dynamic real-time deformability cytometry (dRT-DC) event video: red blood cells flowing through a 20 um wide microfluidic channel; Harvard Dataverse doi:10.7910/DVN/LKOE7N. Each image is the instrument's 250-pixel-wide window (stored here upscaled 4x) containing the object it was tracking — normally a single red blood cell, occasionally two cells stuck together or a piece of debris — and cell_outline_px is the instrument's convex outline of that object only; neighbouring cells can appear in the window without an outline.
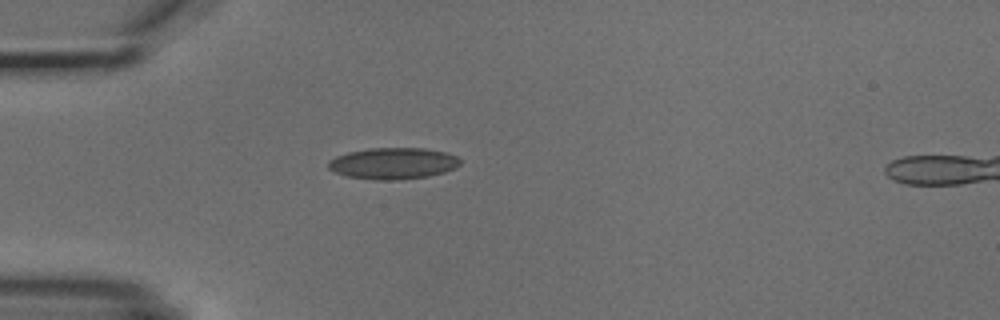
{"species": "common noctule bat (a hibernating species)", "species_latin": "Nyctalus noctula", "temperature_condition": "cold", "stored_images_in_passage": 1, "camera_frame_rate_fps": 3000, "um_per_image_px": 0.085, "animal": {"sex": "male", "body_mass_g": 18.8}, "frame": {"image": 1, "passage_image": 1, "time_ms": 0.0, "image_size_px": [1000, 320], "cell_outline_px": [[460, 164], [456, 168], [444, 172], [428, 176], [396, 180], [376, 180], [344, 176], [328, 168], [328, 160], [336, 156], [348, 152], [368, 148], [424, 148], [444, 152], [456, 156], [460, 160]], "centroid_in_image_um": [33.39, 13.89], "position_along_channel_um": 51.6, "area_um2": 24.22}}